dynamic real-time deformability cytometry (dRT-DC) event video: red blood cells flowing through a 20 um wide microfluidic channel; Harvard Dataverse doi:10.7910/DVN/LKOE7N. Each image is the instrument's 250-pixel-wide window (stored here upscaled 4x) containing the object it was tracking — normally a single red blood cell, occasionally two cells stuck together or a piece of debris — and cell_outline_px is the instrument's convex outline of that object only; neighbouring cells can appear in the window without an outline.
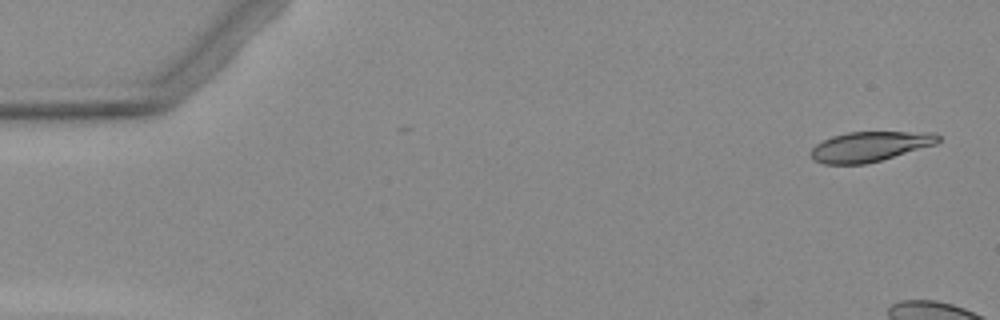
{"species": "Egyptian fruit bat (a non-hibernating species)", "species_latin": "Rousettus aegyptiacus", "temperature_condition": "warm", "stored_images_in_passage": 6, "segment_of_instrument_passage": [1, 2], "camera_frame_rate_fps": 3000, "um_per_image_px": 0.085, "animal": {"sex": "female"}, "frame": {"image": 1, "passage_image": 1, "time_ms": 0.0, "image_size_px": [1000, 320], "cell_outline_px": [[940, 140], [936, 144], [880, 160], [864, 164], [824, 164], [812, 160], [812, 148], [816, 144], [832, 136], [848, 132], [936, 132], [940, 136]], "centroid_in_image_um": [73.94, 12.45], "position_along_channel_um": 11.1, "area_um2": 22.08}}
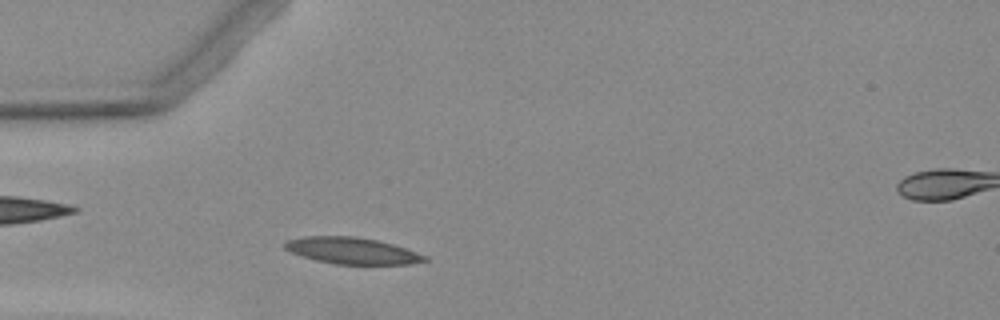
{"frame": {"image": 2, "passage_image": 5, "time_ms": 5.333, "image_size_px": [1000, 320], "cell_outline_px": [[428, 260], [412, 264], [336, 264], [316, 260], [292, 252], [284, 248], [284, 244], [288, 240], [304, 236], [356, 236], [376, 240], [392, 244], [428, 256]], "centroid_in_image_um": [29.95, 21.31], "position_along_channel_um": 55.1, "area_um2": 21.39}}